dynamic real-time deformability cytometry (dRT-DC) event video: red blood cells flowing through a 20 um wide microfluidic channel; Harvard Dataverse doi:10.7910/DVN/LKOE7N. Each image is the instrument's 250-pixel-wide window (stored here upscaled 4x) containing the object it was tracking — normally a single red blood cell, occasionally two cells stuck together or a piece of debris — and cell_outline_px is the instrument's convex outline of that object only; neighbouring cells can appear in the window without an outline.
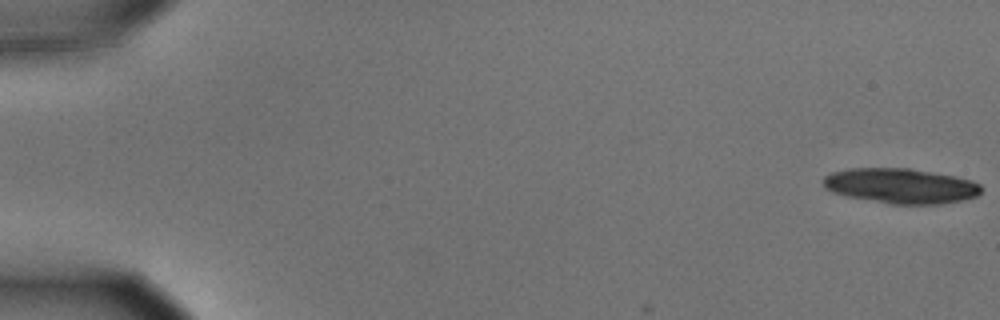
{"species": "common noctule bat (a hibernating species)", "species_latin": "Nyctalus noctula", "temperature_condition": "cold", "stored_images_in_passage": 5, "camera_frame_rate_fps": 3000, "um_per_image_px": 0.085, "animal": {"sex": "male", "body_mass_g": 15.6}, "frame": {"image": 1, "passage_image": 1, "time_ms": 0.0, "image_size_px": [1000, 320], "cell_outline_px": [[980, 192], [976, 196], [964, 200], [940, 204], [892, 204], [848, 196], [832, 192], [824, 188], [820, 180], [824, 176], [832, 172], [848, 168], [908, 168], [956, 176], [972, 180], [980, 184]], "centroid_in_image_um": [76.53, 15.79], "position_along_channel_um": 8.5, "area_um2": 32.43}}